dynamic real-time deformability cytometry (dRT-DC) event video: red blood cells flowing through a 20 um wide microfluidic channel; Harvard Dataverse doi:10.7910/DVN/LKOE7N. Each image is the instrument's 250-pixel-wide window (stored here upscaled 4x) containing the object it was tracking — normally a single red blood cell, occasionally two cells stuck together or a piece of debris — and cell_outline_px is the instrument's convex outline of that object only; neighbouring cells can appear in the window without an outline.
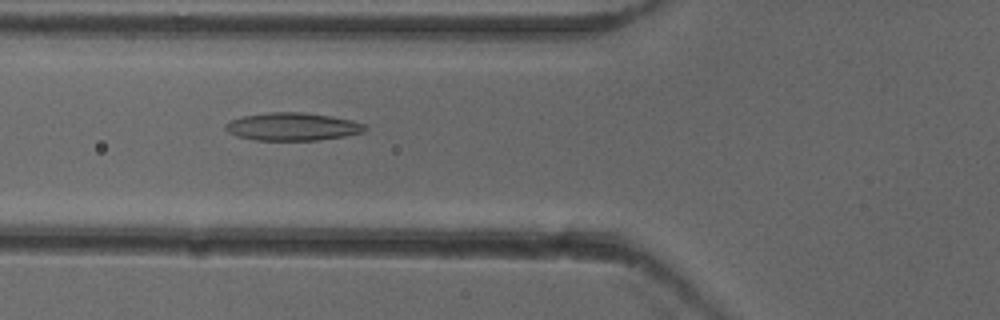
{"species": "common noctule bat (a hibernating species)", "species_latin": "Nyctalus noctula", "temperature_condition": "cold", "stored_images_in_passage": 53, "camera_frame_rate_fps": 3000, "um_per_image_px": 0.085, "animal": {"sex": "female"}, "frame": {"image": 1, "passage_image": 20, "time_ms": 6.333, "image_size_px": [1000, 320], "cell_outline_px": [[368, 128], [364, 132], [344, 136], [316, 140], [256, 140], [236, 136], [228, 132], [224, 128], [224, 124], [228, 120], [244, 116], [268, 112], [304, 112], [332, 116], [352, 120], [364, 124]], "centroid_in_image_um": [24.84, 10.76], "position_along_channel_um": 101.0, "area_um2": 22.77}}
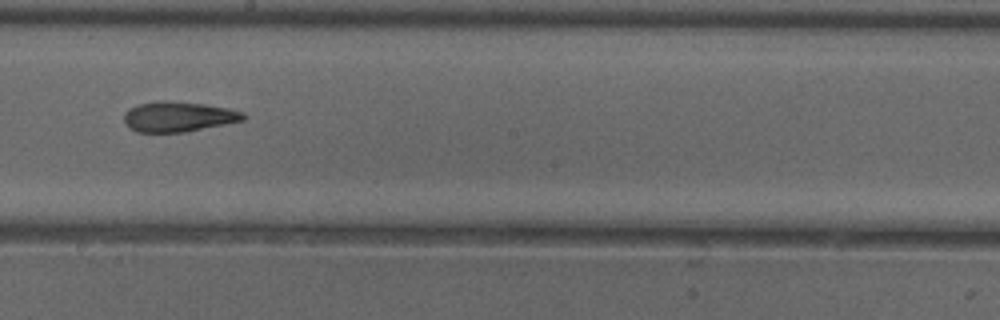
{"frame": {"image": 2, "passage_image": 30, "time_ms": 9.667, "image_size_px": [1000, 320], "cell_outline_px": [[248, 116], [244, 120], [184, 132], [136, 132], [128, 128], [124, 120], [124, 112], [128, 108], [136, 104], [160, 100], [204, 104], [228, 108], [244, 112]], "centroid_in_image_um": [15.13, 9.91], "position_along_channel_um": 233.1, "area_um2": 21.1}}
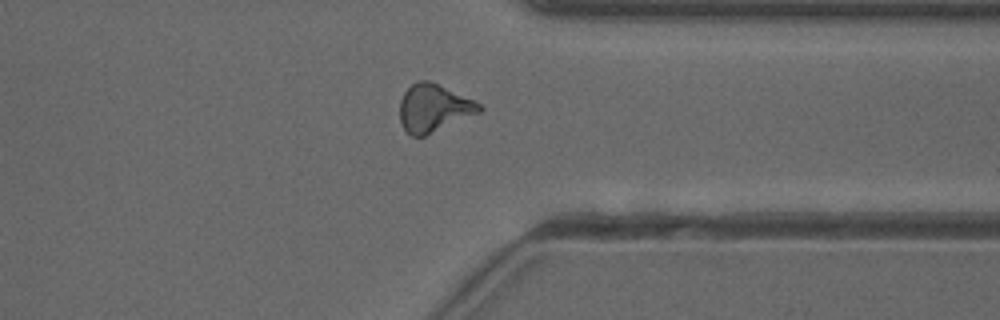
{"frame": {"image": 3, "passage_image": 41, "time_ms": 13.333, "image_size_px": [1000, 320], "cell_outline_px": [[484, 108], [480, 112], [424, 136], [412, 136], [400, 124], [400, 100], [404, 92], [412, 84], [420, 80], [428, 80], [472, 100], [480, 104]], "centroid_in_image_um": [36.83, 9.19], "position_along_channel_um": 374.6, "area_um2": 21.62}, "authors_computed_cell_mechanics": {"area_um2": 21.5016, "velocity_mm_per_s": 3.9532, "shape_relaxation_time_tau1_ms": 4.6523, "shape_relaxation_time_tau2_ms": 3.4515, "deformation_change_tau1": 0.1817, "deformation_change_tau2": 0.1398}}